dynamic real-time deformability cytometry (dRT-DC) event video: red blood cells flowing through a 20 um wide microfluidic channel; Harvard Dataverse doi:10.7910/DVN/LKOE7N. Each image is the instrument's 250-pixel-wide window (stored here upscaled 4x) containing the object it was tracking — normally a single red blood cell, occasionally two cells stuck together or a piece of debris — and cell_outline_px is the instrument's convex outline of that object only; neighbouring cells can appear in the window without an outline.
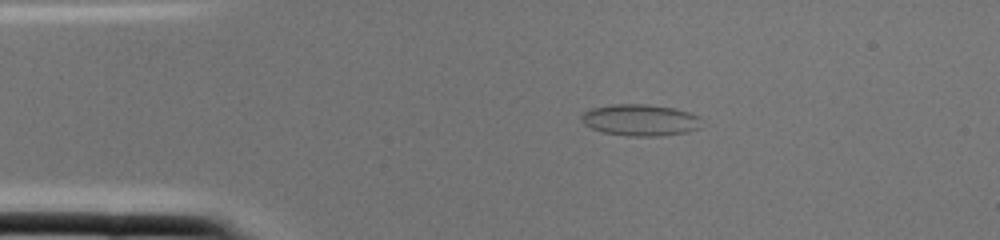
{"species": "common noctule bat (a hibernating species)", "species_latin": "Nyctalus noctula", "temperature_condition": "cold", "stored_images_in_passage": 2, "camera_frame_rate_fps": 3000, "um_per_image_px": 0.085, "animal": {"sex": "female", "body_mass_g": 22.0, "forearm_length_mm": 56.7}, "frame": {"image": 1, "passage_image": 2, "time_ms": 0.333, "image_size_px": [1000, 240], "cell_outline_px": [[700, 128], [688, 132], [656, 136], [628, 136], [600, 132], [584, 124], [580, 120], [580, 116], [584, 112], [592, 108], [612, 104], [648, 104], [676, 108], [700, 116]], "centroid_in_image_um": [54.41, 10.2], "position_along_channel_um": 30.6, "area_um2": 22.31}}